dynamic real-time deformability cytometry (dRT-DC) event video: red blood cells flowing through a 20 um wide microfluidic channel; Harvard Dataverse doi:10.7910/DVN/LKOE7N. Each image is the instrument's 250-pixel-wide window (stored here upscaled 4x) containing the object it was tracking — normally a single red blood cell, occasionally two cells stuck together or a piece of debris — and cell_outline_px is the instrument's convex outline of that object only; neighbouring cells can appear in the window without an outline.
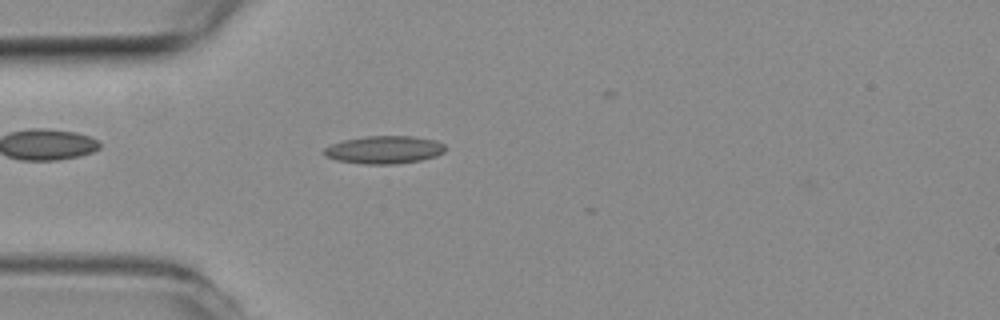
{"species": "common noctule bat (a hibernating species)", "species_latin": "Nyctalus noctula", "temperature_condition": "room temperature", "stored_images_in_passage": 8, "camera_frame_rate_fps": 3000, "um_per_image_px": 0.085, "animal": {"sex": "female", "body_mass_g": 19.3, "forearm_length_mm": 54.1}, "frame": {"image": 1, "passage_image": 7, "time_ms": 2.0, "image_size_px": [1000, 320], "cell_outline_px": [[444, 152], [436, 156], [420, 160], [396, 164], [364, 164], [336, 160], [324, 156], [324, 148], [332, 144], [344, 140], [364, 136], [412, 136], [436, 140], [444, 144]], "centroid_in_image_um": [32.65, 12.73], "position_along_channel_um": 52.3, "area_um2": 19.65}}